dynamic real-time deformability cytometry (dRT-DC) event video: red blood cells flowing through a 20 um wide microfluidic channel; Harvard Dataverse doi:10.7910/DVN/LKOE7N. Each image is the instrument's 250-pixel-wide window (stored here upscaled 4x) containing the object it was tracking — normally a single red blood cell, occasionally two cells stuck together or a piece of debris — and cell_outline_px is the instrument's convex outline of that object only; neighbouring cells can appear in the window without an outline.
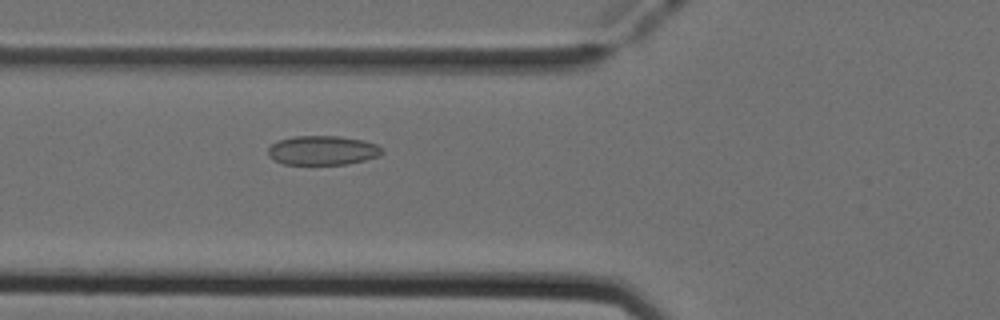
{"species": "Egyptian fruit bat (a non-hibernating species)", "species_latin": "Rousettus aegyptiacus", "temperature_condition": "cold", "stored_images_in_passage": 52, "camera_frame_rate_fps": 3000, "um_per_image_px": 0.085, "animal": {"sex": "female"}, "frame": {"image": 1, "passage_image": 20, "time_ms": 6.333, "image_size_px": [1000, 320], "cell_outline_px": [[384, 152], [380, 156], [348, 164], [284, 164], [268, 156], [268, 148], [272, 144], [280, 140], [292, 136], [340, 136], [364, 140], [376, 144]], "centroid_in_image_um": [27.44, 12.77], "position_along_channel_um": 98.4, "area_um2": 19.42}}
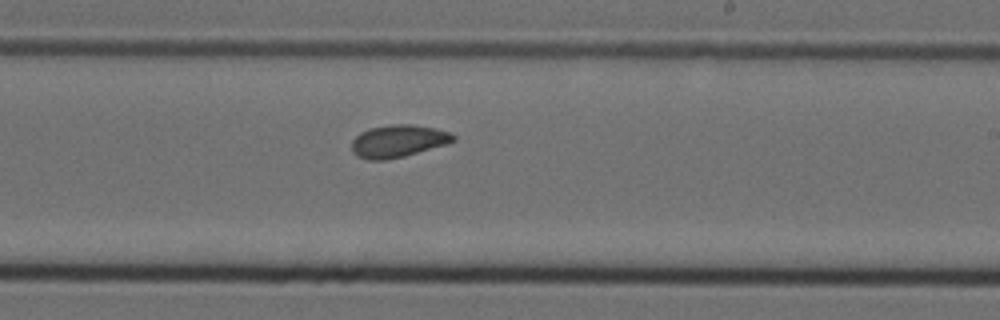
{"frame": {"image": 2, "passage_image": 32, "time_ms": 10.333, "image_size_px": [1000, 320], "cell_outline_px": [[456, 140], [448, 144], [404, 156], [384, 160], [368, 160], [356, 156], [352, 152], [352, 140], [360, 132], [368, 128], [392, 124], [412, 124], [432, 128], [448, 132], [456, 136]], "centroid_in_image_um": [33.82, 11.99], "position_along_channel_um": 255.2, "area_um2": 19.25}}
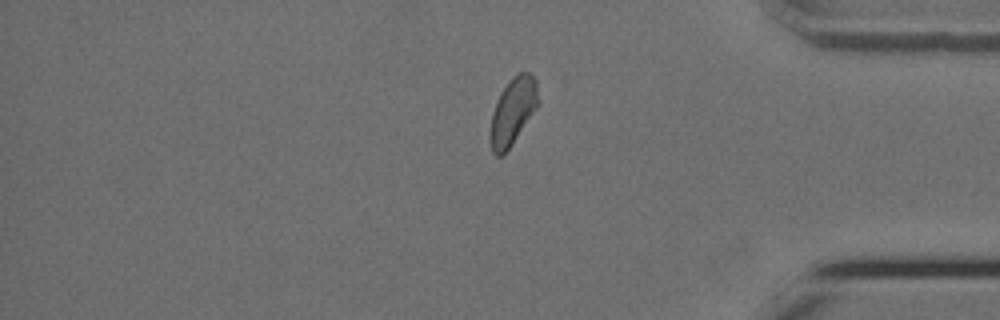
{"frame": {"image": 3, "passage_image": 44, "time_ms": 14.333, "image_size_px": [1000, 320], "cell_outline_px": [[540, 100], [536, 108], [508, 148], [500, 156], [496, 156], [492, 152], [488, 136], [488, 132], [492, 112], [496, 100], [500, 92], [516, 72], [528, 72], [536, 80]], "centroid_in_image_um": [43.55, 9.43], "position_along_channel_um": 391.6, "area_um2": 18.73}, "authors_computed_cell_mechanics": {"area_um2": 19.2474, "velocity_mm_per_s": 3.9121, "shape_relaxation_time_tau1_ms": null, "shape_relaxation_time_tau2_ms": 1.5937, "deformation_change_tau1": null, "deformation_change_tau2": 0.0605}}